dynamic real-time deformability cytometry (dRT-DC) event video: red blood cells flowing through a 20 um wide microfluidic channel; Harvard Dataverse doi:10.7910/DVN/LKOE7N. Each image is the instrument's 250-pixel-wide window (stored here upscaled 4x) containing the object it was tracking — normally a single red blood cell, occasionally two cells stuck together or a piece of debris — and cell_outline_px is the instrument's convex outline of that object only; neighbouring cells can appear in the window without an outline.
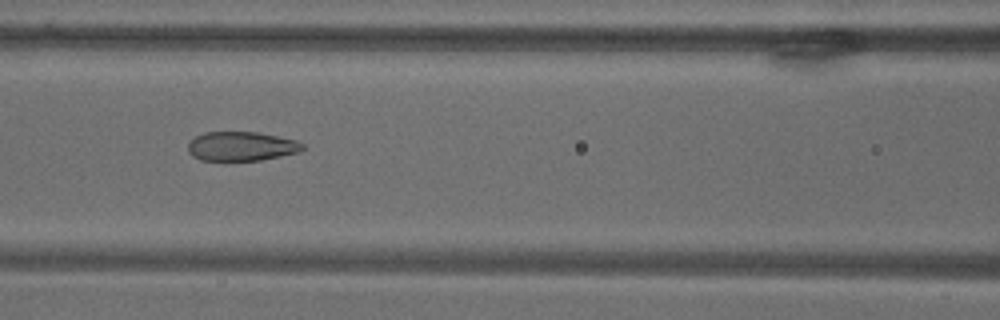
{"species": "common noctule bat (a hibernating species)", "species_latin": "Nyctalus noctula", "temperature_condition": "warm", "stored_images_in_passage": 10, "camera_frame_rate_fps": 3000, "um_per_image_px": 0.085, "animal": {"sex": "male", "body_mass_g": 18.8}, "frame": {"image": 1, "passage_image": 9, "time_ms": 10.333, "image_size_px": [1000, 320], "cell_outline_px": [[304, 148], [300, 152], [260, 160], [200, 160], [192, 156], [188, 152], [188, 144], [196, 136], [204, 132], [256, 132], [296, 140], [304, 144]], "centroid_in_image_um": [20.51, 12.43], "position_along_channel_um": 146.1, "area_um2": 19.42}}